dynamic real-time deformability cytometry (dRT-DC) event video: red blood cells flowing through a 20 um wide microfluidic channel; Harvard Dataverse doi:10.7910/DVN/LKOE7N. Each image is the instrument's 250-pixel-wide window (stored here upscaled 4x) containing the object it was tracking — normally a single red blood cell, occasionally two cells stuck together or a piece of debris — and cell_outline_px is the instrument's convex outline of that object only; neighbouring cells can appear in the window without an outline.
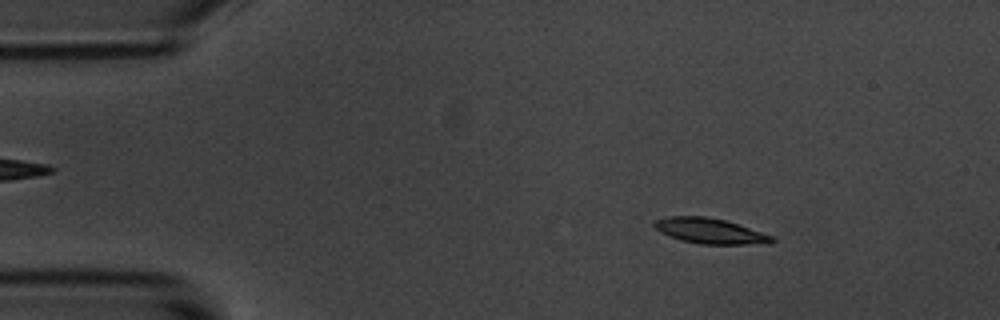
{"species": "common noctule bat (a hibernating species)", "species_latin": "Nyctalus noctula", "temperature_condition": "room temperature", "stored_images_in_passage": 4, "camera_frame_rate_fps": 3000, "um_per_image_px": 0.085, "animal": {"sex": "male", "body_mass_g": 20.1, "forearm_length_mm": 53.5}, "frame": {"image": 1, "passage_image": 2, "time_ms": 0.333, "image_size_px": [1000, 320], "cell_outline_px": [[776, 240], [772, 244], [700, 244], [680, 240], [660, 232], [652, 224], [652, 220], [668, 216], [704, 216], [724, 220], [772, 236]], "centroid_in_image_um": [60.3, 19.63], "position_along_channel_um": 24.7, "area_um2": 17.34}}